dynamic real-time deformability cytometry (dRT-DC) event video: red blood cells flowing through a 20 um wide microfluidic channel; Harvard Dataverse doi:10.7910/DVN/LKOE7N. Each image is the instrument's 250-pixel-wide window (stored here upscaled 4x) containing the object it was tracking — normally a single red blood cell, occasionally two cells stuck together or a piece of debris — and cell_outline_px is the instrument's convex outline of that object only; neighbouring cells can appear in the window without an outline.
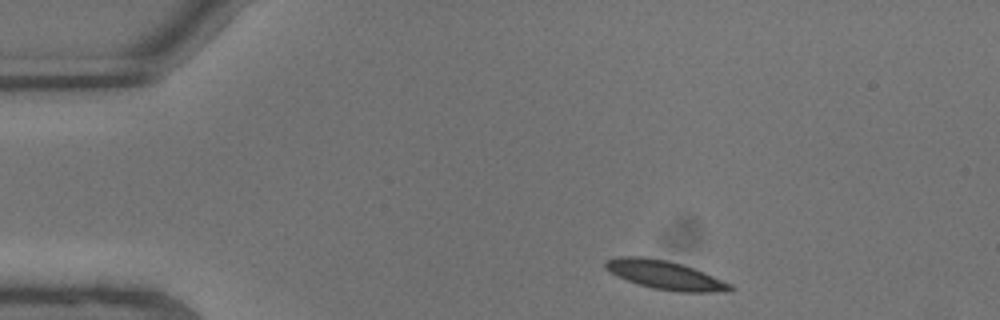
{"species": "common noctule bat (a hibernating species)", "species_latin": "Nyctalus noctula", "temperature_condition": "warm", "stored_images_in_passage": 6, "camera_frame_rate_fps": 3000, "um_per_image_px": 0.085, "animal": {"sex": "male", "body_mass_g": 13.3}, "frame": {"image": 1, "passage_image": 1, "time_ms": 0.0, "image_size_px": [1000, 320], "cell_outline_px": [[736, 288], [732, 292], [676, 292], [652, 288], [616, 276], [604, 268], [604, 260], [620, 256], [644, 256], [668, 260], [704, 272], [732, 284]], "centroid_in_image_um": [56.54, 23.38], "position_along_channel_um": 28.5, "area_um2": 21.1}}
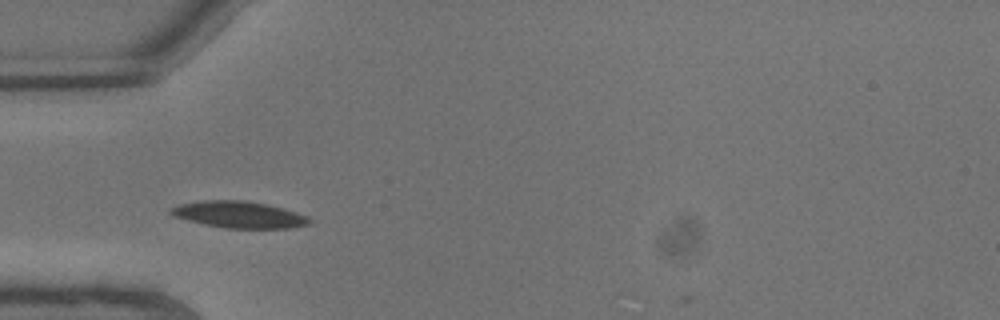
{"frame": {"image": 2, "passage_image": 4, "time_ms": 1.0, "image_size_px": [1000, 320], "cell_outline_px": [[312, 224], [292, 228], [224, 228], [204, 224], [172, 216], [168, 212], [172, 208], [180, 204], [204, 200], [244, 200], [268, 204], [284, 208], [308, 216], [312, 220]], "centroid_in_image_um": [20.37, 18.24], "position_along_channel_um": 64.6, "area_um2": 21.68}}
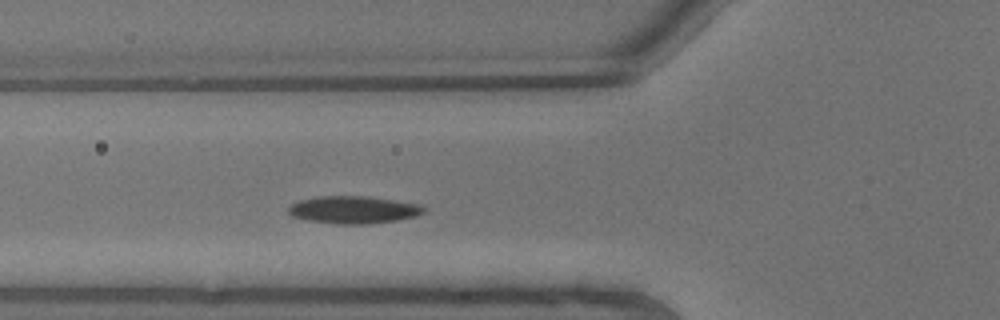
{"frame": {"image": 3, "passage_image": 5, "time_ms": 1.333, "image_size_px": [1000, 320], "cell_outline_px": [[428, 208], [424, 212], [416, 216], [396, 220], [368, 224], [344, 224], [308, 220], [292, 216], [288, 212], [288, 204], [296, 200], [320, 196], [368, 196], [396, 200], [420, 204]], "centroid_in_image_um": [30.05, 17.81], "position_along_channel_um": 95.8, "area_um2": 21.85}}